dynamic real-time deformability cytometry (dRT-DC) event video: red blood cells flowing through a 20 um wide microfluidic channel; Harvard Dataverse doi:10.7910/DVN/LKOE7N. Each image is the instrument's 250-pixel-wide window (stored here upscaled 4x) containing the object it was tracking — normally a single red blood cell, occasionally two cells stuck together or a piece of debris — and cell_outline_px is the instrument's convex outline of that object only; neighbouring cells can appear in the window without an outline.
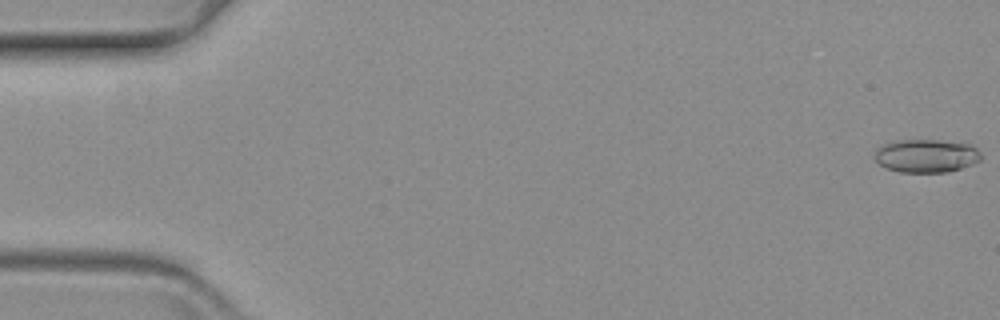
{"species": "common noctule bat (a hibernating species)", "species_latin": "Nyctalus noctula", "temperature_condition": "warm", "stored_images_in_passage": 14, "camera_frame_rate_fps": 3000, "um_per_image_px": 0.085, "animal": {"sex": "female", "body_mass_g": 19.3, "forearm_length_mm": 54.1}, "frame": {"image": 1, "passage_image": 1, "time_ms": 0.0, "image_size_px": [1000, 320], "cell_outline_px": [[980, 160], [972, 164], [960, 168], [944, 172], [900, 172], [888, 168], [880, 164], [872, 156], [872, 152], [876, 148], [884, 144], [896, 140], [936, 140], [968, 144], [976, 148], [980, 152]], "centroid_in_image_um": [78.67, 13.24], "position_along_channel_um": 6.3, "area_um2": 20.52}}